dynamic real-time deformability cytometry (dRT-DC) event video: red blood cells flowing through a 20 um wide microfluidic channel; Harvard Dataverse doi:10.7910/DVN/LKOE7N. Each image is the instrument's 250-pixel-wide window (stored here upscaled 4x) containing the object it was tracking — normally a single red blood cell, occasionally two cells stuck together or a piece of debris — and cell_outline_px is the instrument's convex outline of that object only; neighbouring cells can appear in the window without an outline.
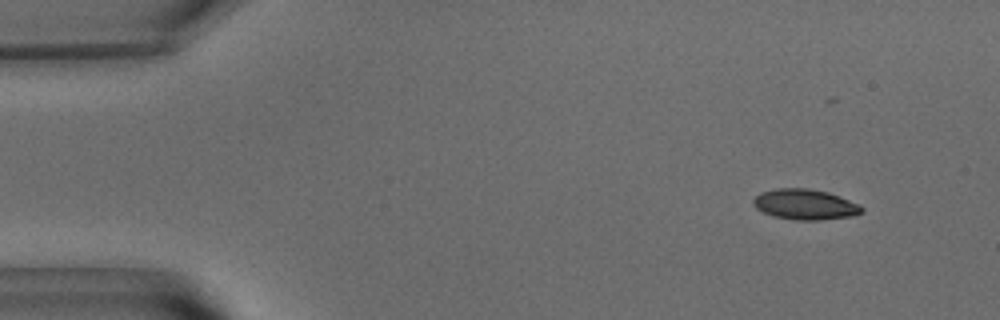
{"species": "common noctule bat (a hibernating species)", "species_latin": "Nyctalus noctula", "temperature_condition": "warm", "stored_images_in_passage": 38, "camera_frame_rate_fps": 3000, "um_per_image_px": 0.085, "animal": {"sex": "male", "body_mass_g": 15.6}, "frame": {"image": 1, "passage_image": 2, "time_ms": 0.333, "image_size_px": [1000, 320], "cell_outline_px": [[864, 212], [852, 216], [820, 220], [796, 220], [772, 216], [756, 208], [752, 204], [752, 200], [760, 192], [776, 188], [808, 188], [828, 192], [860, 204], [864, 208]], "centroid_in_image_um": [68.43, 17.37], "position_along_channel_um": 16.6, "area_um2": 19.42}}
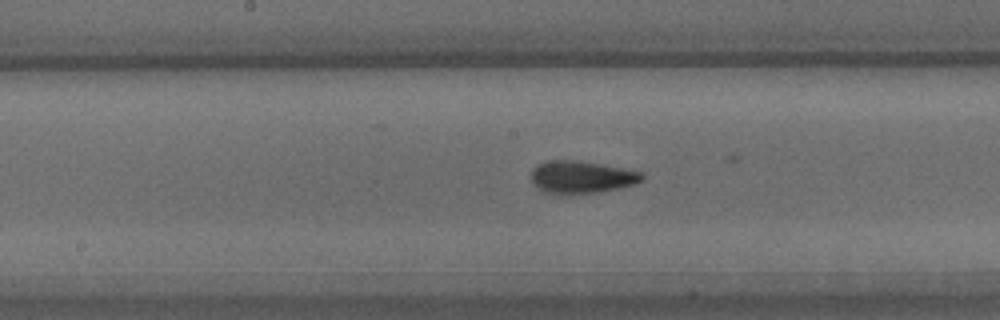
{"frame": {"image": 2, "passage_image": 24, "time_ms": 7.667, "image_size_px": [1000, 320], "cell_outline_px": [[644, 176], [640, 180], [632, 184], [600, 192], [564, 196], [556, 196], [544, 192], [532, 184], [532, 168], [548, 160], [572, 160], [644, 172]], "centroid_in_image_um": [49.34, 15.09], "position_along_channel_um": 198.9, "area_um2": 20.98}}
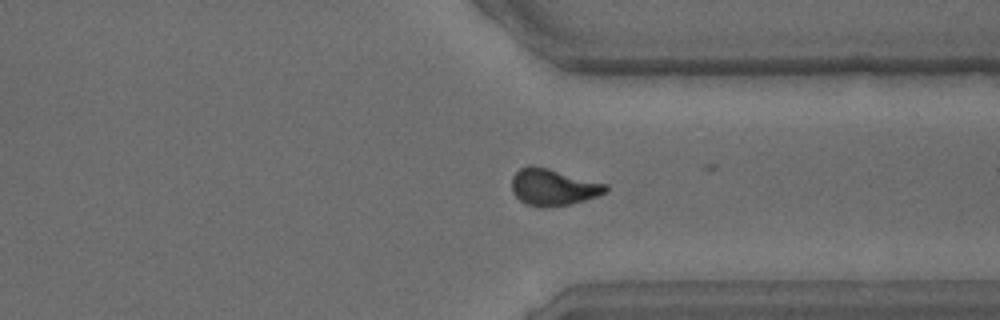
{"frame": {"image": 3, "passage_image": 37, "time_ms": 12.0, "image_size_px": [1000, 320], "cell_outline_px": [[608, 192], [572, 204], [544, 208], [540, 208], [528, 204], [520, 200], [512, 192], [512, 176], [520, 168], [532, 164], [548, 168], [608, 184]], "centroid_in_image_um": [47.02, 15.91], "position_along_channel_um": 364.4, "area_um2": 20.23}, "authors_computed_cell_mechanics": {"area_um2": 20.0277, "velocity_mm_per_s": 3.8309, "shape_relaxation_time_tau1_ms": 3.4411, "shape_relaxation_time_tau2_ms": 1.7752, "deformation_change_tau1": 0.125, "deformation_change_tau2": 0.0672}}